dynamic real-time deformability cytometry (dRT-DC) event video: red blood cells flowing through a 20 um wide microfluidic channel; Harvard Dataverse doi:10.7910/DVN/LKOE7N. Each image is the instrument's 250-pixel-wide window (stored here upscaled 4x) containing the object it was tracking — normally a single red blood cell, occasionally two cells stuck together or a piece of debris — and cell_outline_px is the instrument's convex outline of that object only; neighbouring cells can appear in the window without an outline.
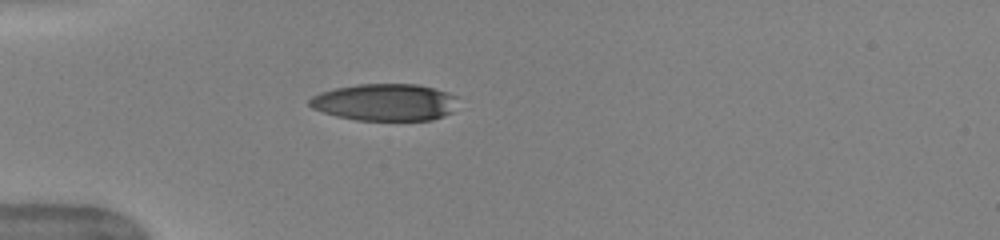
{"species": "human", "species_latin": "Homo sapiens", "temperature_condition": "warm", "stored_images_in_passage": 51, "camera_frame_rate_fps": 3000, "um_per_image_px": 0.085, "donor": {"sex": "female"}, "frame": {"image": 1, "passage_image": 15, "time_ms": 4.667, "image_size_px": [1000, 240], "cell_outline_px": [[456, 96], [452, 112], [444, 116], [432, 120], [356, 120], [336, 116], [312, 108], [308, 104], [308, 100], [312, 96], [320, 92], [336, 88], [360, 84], [416, 84], [448, 92]], "centroid_in_image_um": [32.69, 8.69], "position_along_channel_um": 52.3, "area_um2": 31.91}, "authors_computed_cell_mechanics": {"area_um2": 35.0846, "velocity_mm_per_s": 3.9953, "shape_relaxation_time_tau1_ms": 4.5992, "shape_relaxation_time_tau2_ms": 0.7913, "deformation_change_tau1": 0.2128, "deformation_change_tau2": 0.0837}}